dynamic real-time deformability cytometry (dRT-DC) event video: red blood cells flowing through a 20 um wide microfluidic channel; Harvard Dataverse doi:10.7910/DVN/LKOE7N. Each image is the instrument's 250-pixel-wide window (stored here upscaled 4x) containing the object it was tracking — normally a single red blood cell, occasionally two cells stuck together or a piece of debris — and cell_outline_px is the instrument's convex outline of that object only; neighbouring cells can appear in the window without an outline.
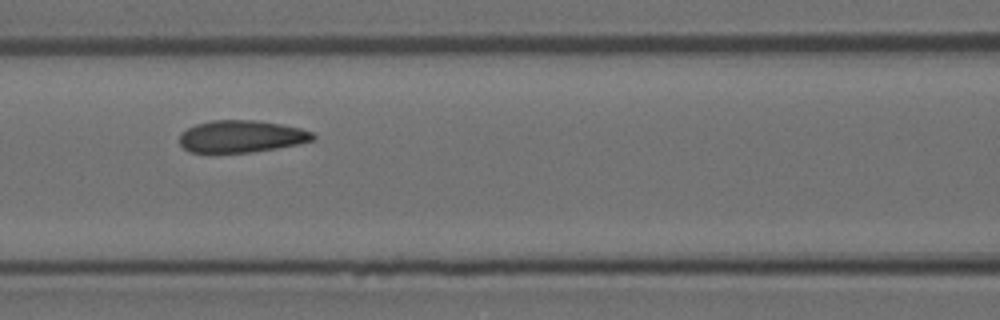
{"species": "Egyptian fruit bat (a non-hibernating species)", "species_latin": "Rousettus aegyptiacus", "temperature_condition": "room temperature", "stored_images_in_passage": 15, "camera_frame_rate_fps": 3000, "um_per_image_px": 0.085, "animal": {"sex": "female"}, "frame": {"image": 1, "passage_image": 6, "time_ms": 1.667, "image_size_px": [1000, 320], "cell_outline_px": [[316, 136], [312, 140], [296, 144], [276, 148], [252, 152], [192, 152], [184, 148], [180, 144], [180, 136], [188, 128], [196, 124], [212, 120], [256, 120], [280, 124], [300, 128], [312, 132]], "centroid_in_image_um": [20.52, 11.59], "position_along_channel_um": 146.1, "area_um2": 24.62}}
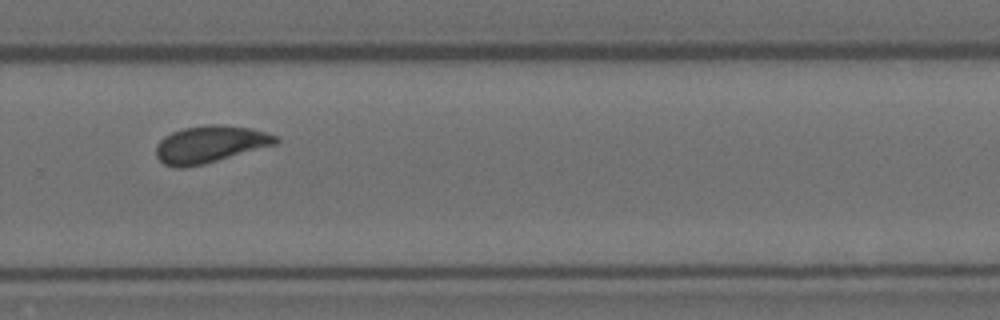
{"frame": {"image": 2, "passage_image": 10, "time_ms": 3.0, "image_size_px": [1000, 320], "cell_outline_px": [[280, 140], [276, 144], [204, 164], [184, 168], [176, 168], [164, 164], [156, 156], [156, 144], [164, 136], [172, 132], [184, 128], [208, 124], [220, 124], [252, 128], [276, 136]], "centroid_in_image_um": [17.82, 12.26], "position_along_channel_um": 312.0, "area_um2": 25.84}}
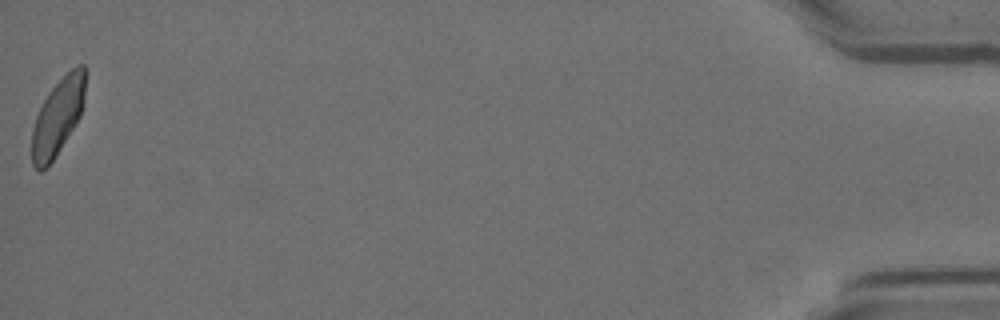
{"frame": {"image": 3, "passage_image": 15, "time_ms": 4.667, "image_size_px": [1000, 320], "cell_outline_px": [[84, 100], [80, 116], [60, 148], [52, 160], [40, 172], [32, 164], [32, 128], [36, 116], [48, 92], [76, 64], [84, 64]], "centroid_in_image_um": [4.89, 9.92], "position_along_channel_um": 430.3, "area_um2": 23.18}}